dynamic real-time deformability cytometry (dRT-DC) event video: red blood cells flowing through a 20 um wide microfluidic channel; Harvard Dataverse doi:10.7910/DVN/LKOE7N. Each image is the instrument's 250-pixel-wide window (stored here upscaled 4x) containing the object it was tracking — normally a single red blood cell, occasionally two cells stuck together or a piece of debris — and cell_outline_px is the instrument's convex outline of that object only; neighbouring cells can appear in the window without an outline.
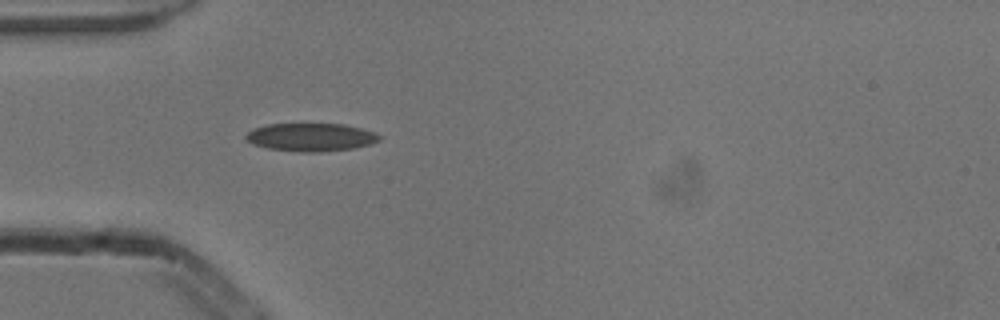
{"species": "common noctule bat (a hibernating species)", "species_latin": "Nyctalus noctula", "temperature_condition": "cold", "stored_images_in_passage": 3, "camera_frame_rate_fps": 3000, "um_per_image_px": 0.085, "animal": {"sex": "male", "body_mass_g": 13.3}, "frame": {"image": 1, "passage_image": 3, "time_ms": 0.667, "image_size_px": [1000, 320], "cell_outline_px": [[380, 140], [372, 144], [356, 148], [320, 152], [300, 152], [268, 148], [252, 144], [244, 136], [252, 128], [268, 124], [344, 124], [376, 132], [380, 136]], "centroid_in_image_um": [26.44, 11.66], "position_along_channel_um": 58.6, "area_um2": 21.96}}